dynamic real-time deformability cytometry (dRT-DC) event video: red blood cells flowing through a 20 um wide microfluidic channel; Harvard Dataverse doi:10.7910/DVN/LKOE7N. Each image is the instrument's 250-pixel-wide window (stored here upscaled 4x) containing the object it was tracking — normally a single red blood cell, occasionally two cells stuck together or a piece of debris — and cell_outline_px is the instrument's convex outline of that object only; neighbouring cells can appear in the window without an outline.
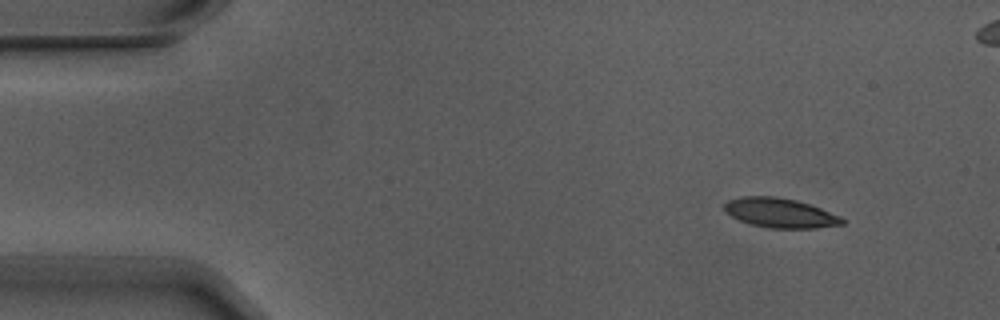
{"species": "Egyptian fruit bat (a non-hibernating species)", "species_latin": "Rousettus aegyptiacus", "temperature_condition": "warm", "stored_images_in_passage": 5, "camera_frame_rate_fps": 3000, "um_per_image_px": 0.085, "animal": {"sex": "male"}, "frame": {"image": 1, "passage_image": 2, "time_ms": 0.333, "image_size_px": [1000, 320], "cell_outline_px": [[844, 224], [816, 228], [768, 228], [752, 224], [740, 220], [724, 212], [724, 204], [728, 200], [740, 196], [772, 196], [796, 200], [820, 208], [840, 216], [844, 220]], "centroid_in_image_um": [66.28, 18.09], "position_along_channel_um": 18.7, "area_um2": 20.17}}